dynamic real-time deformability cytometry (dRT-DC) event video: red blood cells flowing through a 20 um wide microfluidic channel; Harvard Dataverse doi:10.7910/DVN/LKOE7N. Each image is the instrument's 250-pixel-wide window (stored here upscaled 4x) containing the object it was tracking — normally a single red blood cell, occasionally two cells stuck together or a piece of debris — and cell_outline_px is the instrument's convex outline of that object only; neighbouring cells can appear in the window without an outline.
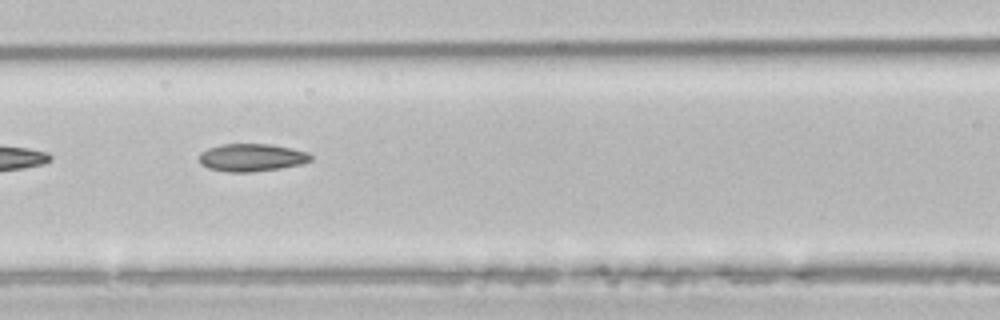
{"species": "common noctule bat (a hibernating species)", "species_latin": "Nyctalus noctula", "temperature_condition": "room temperature", "stored_images_in_passage": 5, "camera_frame_rate_fps": 3000, "um_per_image_px": 0.085, "animal": {"sex": "male", "body_mass_g": 21.5, "forearm_length_mm": 52.0}, "frame": {"image": 1, "passage_image": 4, "time_ms": 4.333, "image_size_px": [1000, 320], "cell_outline_px": [[312, 160], [300, 164], [280, 168], [252, 172], [228, 172], [208, 168], [200, 164], [200, 152], [208, 148], [224, 144], [272, 144], [308, 152], [312, 156]], "centroid_in_image_um": [21.39, 13.39], "position_along_channel_um": 145.2, "area_um2": 17.98}}
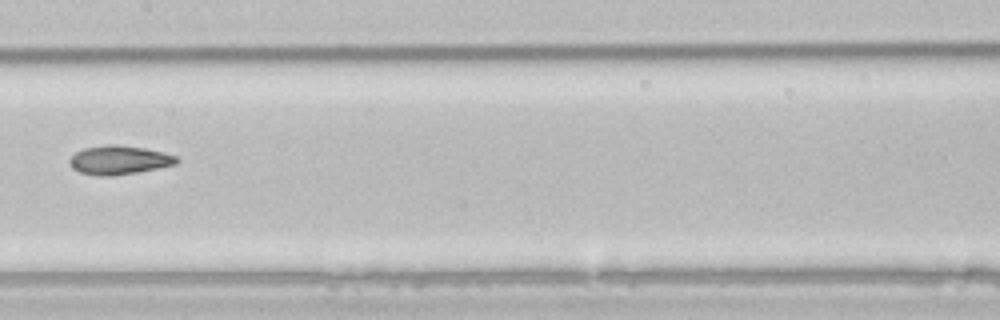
{"frame": {"image": 2, "passage_image": 5, "time_ms": 5.667, "image_size_px": [1000, 320], "cell_outline_px": [[180, 160], [176, 164], [136, 172], [112, 176], [100, 176], [80, 172], [72, 168], [68, 160], [76, 152], [84, 148], [108, 144], [116, 144], [144, 148], [164, 152], [176, 156]], "centroid_in_image_um": [10.12, 13.59], "position_along_channel_um": 197.3, "area_um2": 17.92}}